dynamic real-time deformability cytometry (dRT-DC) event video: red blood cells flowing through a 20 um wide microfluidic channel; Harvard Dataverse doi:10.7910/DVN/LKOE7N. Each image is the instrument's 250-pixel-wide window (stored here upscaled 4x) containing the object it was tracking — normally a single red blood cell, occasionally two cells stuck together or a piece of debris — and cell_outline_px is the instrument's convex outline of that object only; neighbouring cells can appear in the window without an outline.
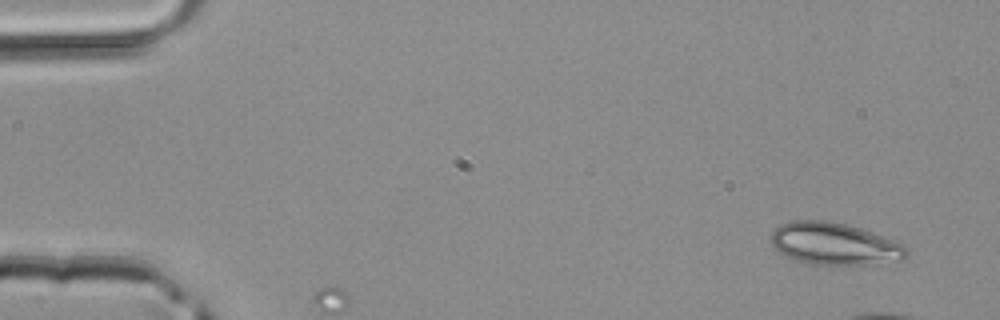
{"species": "common noctule bat (a hibernating species)", "species_latin": "Nyctalus noctula", "temperature_condition": "room temperature", "stored_images_in_passage": 4, "camera_frame_rate_fps": 3000, "um_per_image_px": 0.085, "animal": {"sex": "male", "body_mass_g": 20.4}, "frame": {"image": 1, "passage_image": 1, "time_ms": 0.0, "image_size_px": [1000, 320], "cell_outline_px": [[908, 256], [904, 260], [876, 264], [804, 264], [780, 252], [772, 244], [772, 232], [780, 224], [792, 220], [824, 220], [848, 224], [860, 228], [904, 244], [908, 248]], "centroid_in_image_um": [70.97, 20.72], "position_along_channel_um": 14.0, "area_um2": 33.35}}